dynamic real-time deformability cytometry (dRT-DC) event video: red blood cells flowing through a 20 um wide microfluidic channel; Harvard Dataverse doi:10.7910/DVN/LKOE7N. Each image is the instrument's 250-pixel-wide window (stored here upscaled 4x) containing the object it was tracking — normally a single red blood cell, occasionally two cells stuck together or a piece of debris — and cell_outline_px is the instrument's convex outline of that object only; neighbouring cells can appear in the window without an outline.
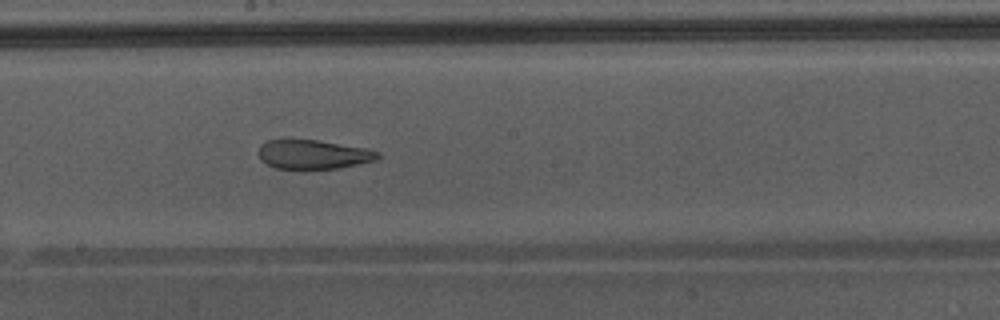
{"species": "Egyptian fruit bat (a non-hibernating species)", "species_latin": "Rousettus aegyptiacus", "temperature_condition": "warm", "stored_images_in_passage": 37, "camera_frame_rate_fps": 3000, "um_per_image_px": 0.085, "animal": {"sex": "male"}, "frame": {"image": 1, "passage_image": 22, "time_ms": 7.0, "image_size_px": [1000, 320], "cell_outline_px": [[380, 156], [376, 160], [360, 164], [340, 168], [276, 168], [260, 160], [260, 144], [268, 140], [316, 140], [368, 148], [380, 152]], "centroid_in_image_um": [26.68, 13.12], "position_along_channel_um": 221.5, "area_um2": 20.06}}